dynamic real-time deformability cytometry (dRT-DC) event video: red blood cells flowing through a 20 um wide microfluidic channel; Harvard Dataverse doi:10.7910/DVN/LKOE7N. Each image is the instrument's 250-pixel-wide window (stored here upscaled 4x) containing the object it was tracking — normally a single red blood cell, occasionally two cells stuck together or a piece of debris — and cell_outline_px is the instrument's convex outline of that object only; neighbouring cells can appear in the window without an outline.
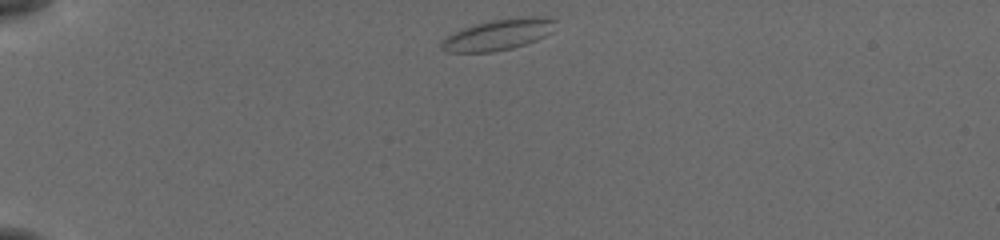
{"species": "common noctule bat (a hibernating species)", "species_latin": "Nyctalus noctula", "temperature_condition": "cold", "stored_images_in_passage": 41, "camera_frame_rate_fps": 3000, "um_per_image_px": 0.085, "animal": {"sex": "female", "body_mass_g": 19.5, "forearm_length_mm": 54.1}, "frame": {"image": 1, "passage_image": 1, "time_ms": 0.0, "image_size_px": [1000, 240], "cell_outline_px": [[556, 20], [552, 32], [536, 40], [512, 48], [492, 52], [448, 52], [440, 48], [440, 44], [448, 36], [464, 28], [476, 24], [492, 20], [520, 16], [544, 16]], "centroid_in_image_um": [42.39, 2.93], "position_along_channel_um": 42.6, "area_um2": 20.4}}
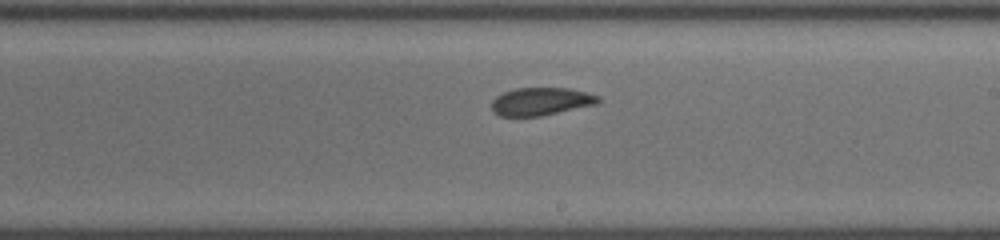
{"frame": {"image": 2, "passage_image": 20, "time_ms": 6.333, "image_size_px": [1000, 240], "cell_outline_px": [[600, 100], [596, 104], [540, 116], [500, 116], [492, 108], [492, 100], [496, 96], [504, 92], [516, 88], [568, 88], [600, 96]], "centroid_in_image_um": [45.97, 8.62], "position_along_channel_um": 243.0, "area_um2": 17.05}}
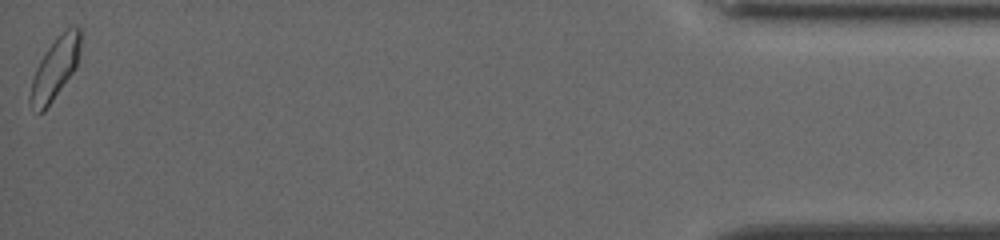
{"frame": {"image": 3, "passage_image": 41, "time_ms": 13.333, "image_size_px": [1000, 240], "cell_outline_px": [[84, 32], [76, 68], [44, 112], [40, 112], [28, 100], [28, 96], [32, 80], [36, 68], [40, 60], [48, 48], [72, 24], [76, 24]], "centroid_in_image_um": [4.73, 5.77], "position_along_channel_um": 430.5, "area_um2": 17.92}, "authors_computed_cell_mechanics": {"area_um2": 17.918, "velocity_mm_per_s": 3.7768, "shape_relaxation_time_tau1_ms": null, "shape_relaxation_time_tau2_ms": 1.7227, "deformation_change_tau1": null, "deformation_change_tau2": 0.0555}}